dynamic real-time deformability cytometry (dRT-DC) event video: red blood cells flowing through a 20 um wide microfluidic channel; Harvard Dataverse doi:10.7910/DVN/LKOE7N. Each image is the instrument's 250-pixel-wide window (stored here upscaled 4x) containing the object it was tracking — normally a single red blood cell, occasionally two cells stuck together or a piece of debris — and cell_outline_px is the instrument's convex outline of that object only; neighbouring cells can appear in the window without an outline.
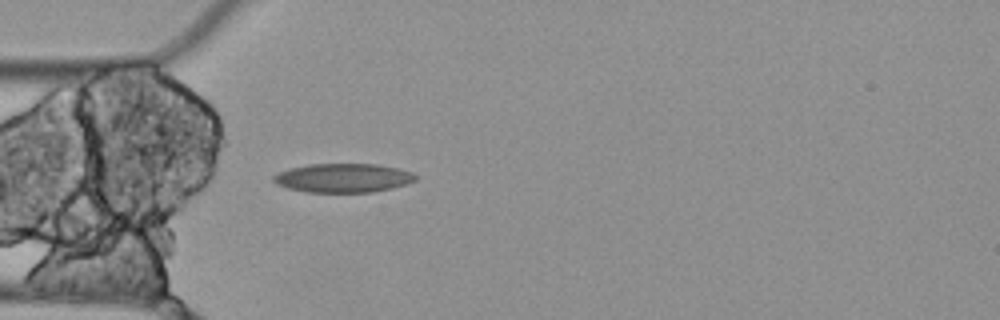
{"species": "Egyptian fruit bat (a non-hibernating species)", "species_latin": "Rousettus aegyptiacus", "temperature_condition": "cold", "stored_images_in_passage": 1, "camera_frame_rate_fps": 3000, "um_per_image_px": 0.085, "animal": {"sex": "female"}, "frame": {"image": 1, "passage_image": 1, "time_ms": 0.0, "image_size_px": [1000, 320], "cell_outline_px": [[416, 180], [408, 184], [392, 188], [372, 192], [304, 192], [288, 188], [276, 184], [272, 180], [272, 176], [288, 168], [308, 164], [376, 164], [400, 168], [412, 172], [416, 176]], "centroid_in_image_um": [29.17, 15.12], "position_along_channel_um": 55.8, "area_um2": 24.16}}